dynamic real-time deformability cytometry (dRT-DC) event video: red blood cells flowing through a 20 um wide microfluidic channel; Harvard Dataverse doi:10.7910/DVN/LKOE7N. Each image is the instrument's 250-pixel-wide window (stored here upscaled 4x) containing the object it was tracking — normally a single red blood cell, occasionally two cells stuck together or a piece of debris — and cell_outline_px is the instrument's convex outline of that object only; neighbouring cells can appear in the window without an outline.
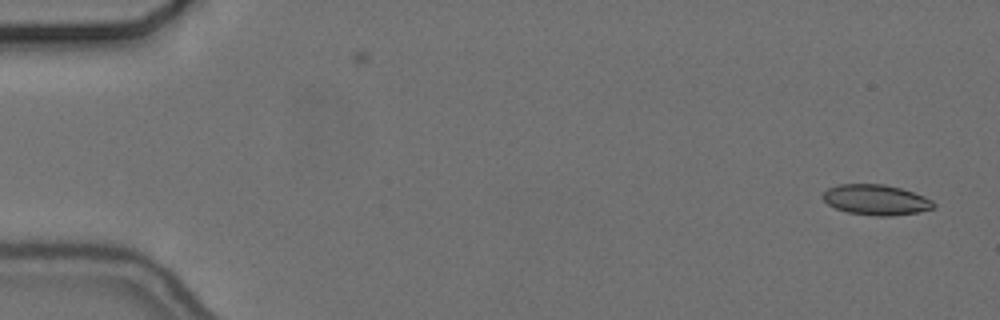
{"species": "common noctule bat (a hibernating species)", "species_latin": "Nyctalus noctula", "temperature_condition": "cold", "stored_images_in_passage": 56, "camera_frame_rate_fps": 3000, "um_per_image_px": 0.085, "animal": {"sex": "female", "body_mass_g": 24.6, "forearm_length_mm": 56.2}, "frame": {"image": 1, "passage_image": 2, "time_ms": 0.333, "image_size_px": [1000, 320], "cell_outline_px": [[936, 208], [916, 212], [892, 216], [876, 216], [848, 212], [836, 208], [828, 204], [820, 196], [828, 188], [840, 184], [884, 184], [900, 188], [924, 196], [932, 200], [936, 204]], "centroid_in_image_um": [74.46, 16.98], "position_along_channel_um": 10.5, "area_um2": 19.59}}
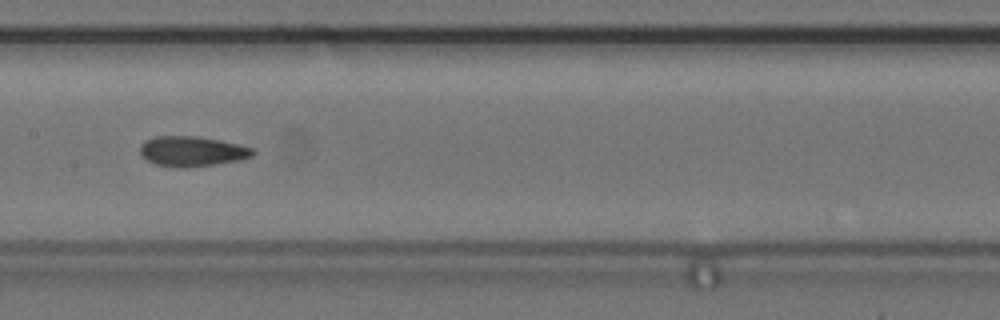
{"frame": {"image": 2, "passage_image": 28, "time_ms": 9.0, "image_size_px": [1000, 320], "cell_outline_px": [[256, 152], [252, 156], [240, 160], [216, 164], [188, 168], [180, 168], [156, 164], [140, 156], [140, 144], [144, 140], [156, 136], [196, 136], [220, 140], [252, 148]], "centroid_in_image_um": [16.29, 12.86], "position_along_channel_um": 191.1, "area_um2": 19.88}}
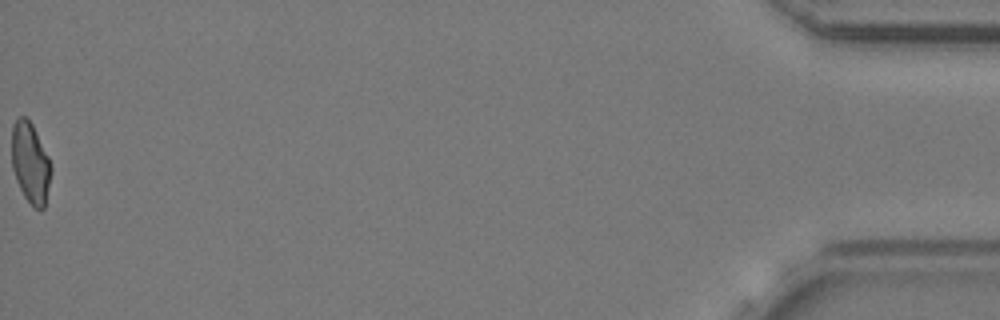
{"frame": {"image": 3, "passage_image": 56, "time_ms": 18.333, "image_size_px": [1000, 320], "cell_outline_px": [[52, 172], [44, 208], [36, 208], [24, 196], [16, 180], [12, 168], [12, 124], [20, 116], [24, 116], [32, 124], [48, 156], [52, 168]], "centroid_in_image_um": [2.58, 13.83], "position_along_channel_um": 432.6, "area_um2": 18.32}, "authors_computed_cell_mechanics": {"area_um2": 19.5942, "velocity_mm_per_s": 3.6758, "shape_relaxation_time_tau1_ms": null, "shape_relaxation_time_tau2_ms": 3.8078, "deformation_change_tau1": null, "deformation_change_tau2": 0.1019}}